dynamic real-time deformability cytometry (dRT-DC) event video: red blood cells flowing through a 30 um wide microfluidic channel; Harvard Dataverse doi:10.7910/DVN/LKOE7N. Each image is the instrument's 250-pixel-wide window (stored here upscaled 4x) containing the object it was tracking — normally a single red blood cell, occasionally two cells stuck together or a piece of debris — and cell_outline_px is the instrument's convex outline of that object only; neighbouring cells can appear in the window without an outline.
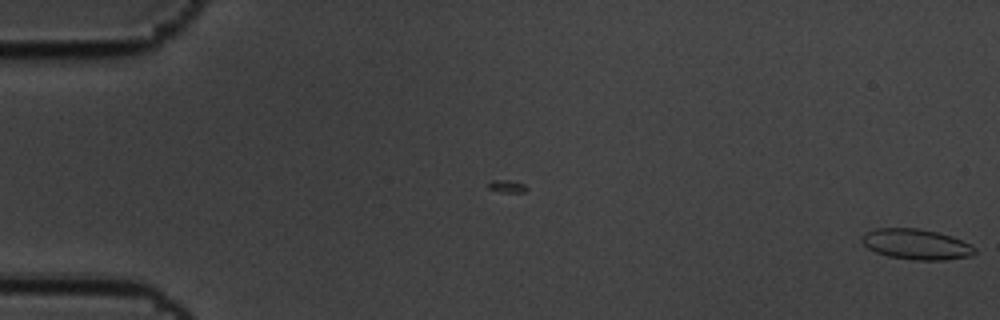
{"species": "common noctule bat (a hibernating species)", "species_latin": "Nyctalus noctula", "temperature_condition": "cold", "stored_images_in_passage": 8, "camera_frame_rate_fps": 3000, "um_per_image_px": 0.085, "animal": {"sex": "male", "body_mass_g": 19.5, "forearm_length_mm": 54.6}, "frame": {"image": 1, "passage_image": 8, "time_ms": 2.333, "image_size_px": [1000, 320], "cell_outline_px": [[976, 252], [972, 256], [944, 260], [916, 260], [888, 256], [876, 252], [868, 248], [860, 240], [864, 232], [876, 228], [920, 228], [952, 236], [972, 244], [976, 248]], "centroid_in_image_um": [77.9, 20.76], "position_along_channel_um": 7.1, "area_um2": 20.23}}